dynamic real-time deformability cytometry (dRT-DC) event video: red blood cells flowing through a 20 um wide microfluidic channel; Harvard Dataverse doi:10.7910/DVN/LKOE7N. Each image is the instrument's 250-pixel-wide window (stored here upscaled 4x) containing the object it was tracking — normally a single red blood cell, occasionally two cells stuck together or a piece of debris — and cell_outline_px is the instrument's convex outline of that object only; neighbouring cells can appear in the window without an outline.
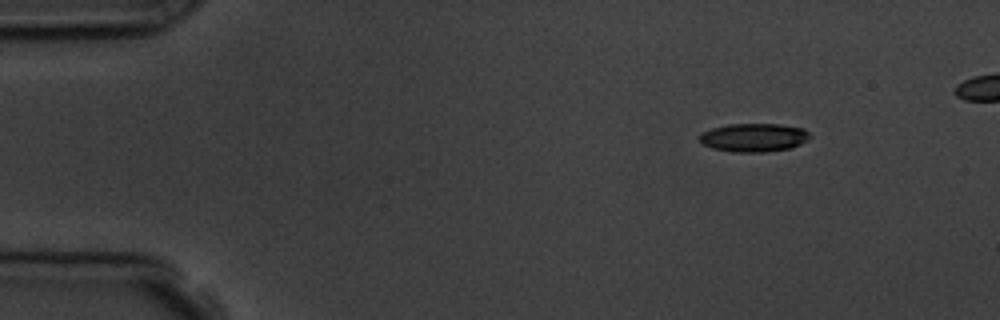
{"species": "common noctule bat (a hibernating species)", "species_latin": "Nyctalus noctula", "temperature_condition": "room temperature", "stored_images_in_passage": 2, "camera_frame_rate_fps": 3000, "um_per_image_px": 0.085, "animal": {"sex": "male", "body_mass_g": 19.5, "forearm_length_mm": 54.6}, "frame": {"image": 1, "passage_image": 2, "time_ms": 2.0, "image_size_px": [1000, 320], "cell_outline_px": [[812, 136], [808, 140], [792, 148], [764, 152], [732, 152], [712, 148], [700, 144], [700, 136], [704, 132], [712, 128], [728, 124], [780, 124], [804, 128]], "centroid_in_image_um": [64.1, 11.69], "position_along_channel_um": 20.9, "area_um2": 18.44}}